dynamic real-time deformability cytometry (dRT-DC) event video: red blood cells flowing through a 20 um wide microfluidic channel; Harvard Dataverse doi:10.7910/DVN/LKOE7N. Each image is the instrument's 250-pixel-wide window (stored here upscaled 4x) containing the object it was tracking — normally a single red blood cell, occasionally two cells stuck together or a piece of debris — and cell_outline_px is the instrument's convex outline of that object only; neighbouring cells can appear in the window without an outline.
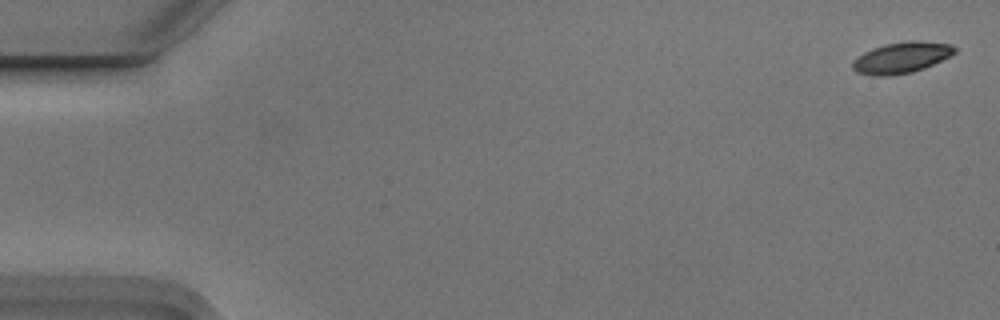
{"species": "Egyptian fruit bat (a non-hibernating species)", "species_latin": "Rousettus aegyptiacus", "temperature_condition": "cold", "stored_images_in_passage": 5, "camera_frame_rate_fps": 3000, "um_per_image_px": 0.085, "animal": {"sex": "male"}, "frame": {"image": 1, "passage_image": 1, "time_ms": 0.0, "image_size_px": [1000, 320], "cell_outline_px": [[956, 52], [924, 68], [912, 72], [888, 76], [872, 76], [856, 72], [852, 68], [852, 60], [856, 56], [872, 48], [884, 44], [908, 40], [920, 40], [952, 44], [956, 48]], "centroid_in_image_um": [76.58, 4.89], "position_along_channel_um": 8.4, "area_um2": 18.67}}